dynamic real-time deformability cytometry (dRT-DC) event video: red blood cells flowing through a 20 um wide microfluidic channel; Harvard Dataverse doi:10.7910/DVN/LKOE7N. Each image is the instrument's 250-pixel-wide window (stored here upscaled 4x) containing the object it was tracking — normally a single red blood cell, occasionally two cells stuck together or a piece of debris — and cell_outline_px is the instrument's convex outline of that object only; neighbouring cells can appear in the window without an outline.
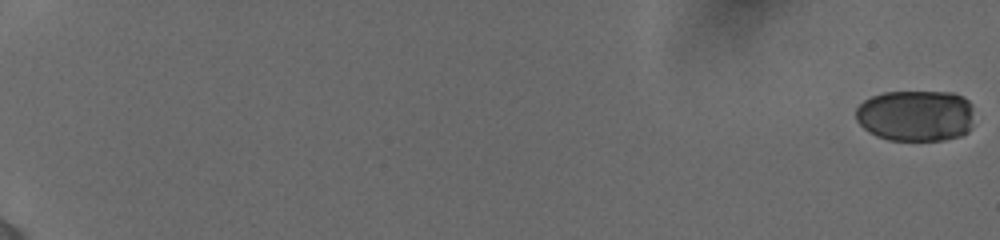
{"species": "human", "species_latin": "Homo sapiens", "temperature_condition": "cold", "stored_images_in_passage": 47, "camera_frame_rate_fps": 3000, "um_per_image_px": 0.085, "donor": {"sex": "female"}, "frame": {"image": 1, "passage_image": 1, "time_ms": 0.0, "image_size_px": [1000, 240], "cell_outline_px": [[972, 128], [968, 132], [960, 136], [944, 140], [888, 140], [876, 136], [868, 132], [856, 120], [856, 108], [864, 100], [872, 96], [884, 92], [952, 92], [964, 96], [972, 104]], "centroid_in_image_um": [77.85, 9.83], "position_along_channel_um": 7.1, "area_um2": 35.78}}
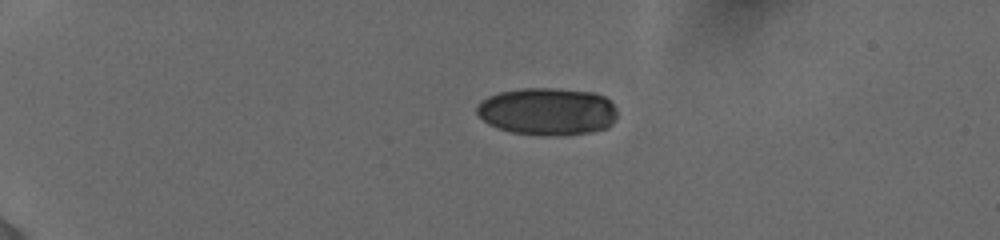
{"frame": {"image": 2, "passage_image": 17, "time_ms": 5.0, "image_size_px": [1000, 240], "cell_outline_px": [[616, 116], [612, 124], [608, 128], [592, 132], [560, 136], [544, 136], [512, 132], [496, 128], [488, 124], [476, 112], [476, 108], [488, 96], [500, 92], [520, 88], [556, 88], [596, 92], [604, 96], [616, 108]], "centroid_in_image_um": [46.56, 9.48], "position_along_channel_um": 38.4, "area_um2": 39.19}}
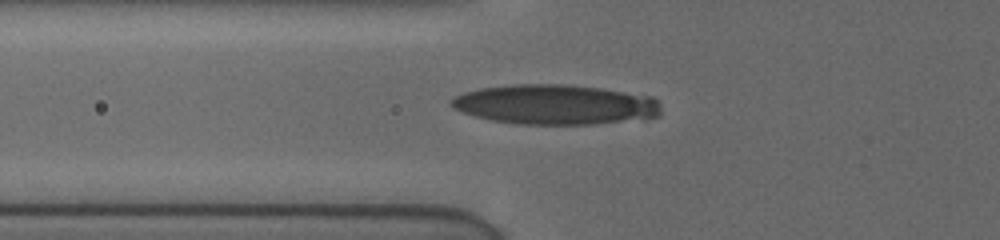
{"frame": {"image": 3, "passage_image": 26, "time_ms": 8.0, "image_size_px": [1000, 240], "cell_outline_px": [[660, 116], [596, 124], [516, 124], [492, 120], [476, 116], [452, 108], [448, 104], [448, 100], [464, 92], [480, 88], [512, 84], [568, 84], [600, 88], [652, 96], [660, 104]], "centroid_in_image_um": [47.16, 8.88], "position_along_channel_um": 78.6, "area_um2": 48.84}}